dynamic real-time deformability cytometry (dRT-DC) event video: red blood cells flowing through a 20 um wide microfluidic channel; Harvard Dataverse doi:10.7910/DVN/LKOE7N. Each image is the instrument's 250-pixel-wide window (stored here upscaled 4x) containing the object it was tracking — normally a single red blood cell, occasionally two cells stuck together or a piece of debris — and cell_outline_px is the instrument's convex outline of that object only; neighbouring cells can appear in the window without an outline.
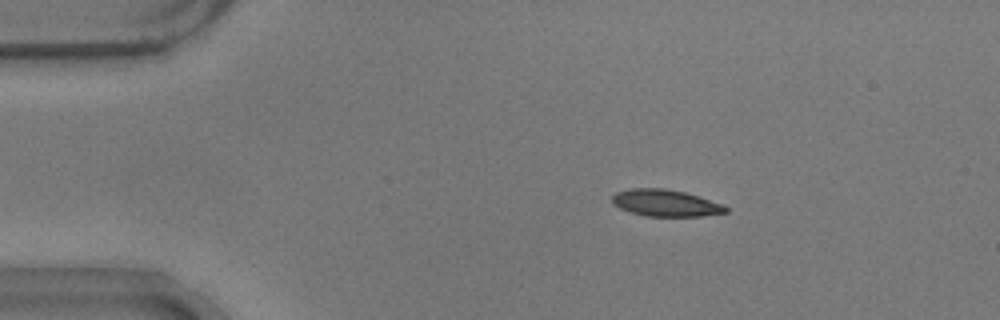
{"species": "common noctule bat (a hibernating species)", "species_latin": "Nyctalus noctula", "temperature_condition": "warm", "stored_images_in_passage": 46, "camera_frame_rate_fps": 3000, "um_per_image_px": 0.085, "animal": {"sex": "male", "body_mass_g": 17.9}, "frame": {"image": 1, "passage_image": 1, "time_ms": 0.0, "image_size_px": [1000, 320], "cell_outline_px": [[728, 212], [700, 216], [644, 216], [628, 212], [612, 204], [612, 196], [616, 192], [632, 188], [664, 188], [684, 192], [724, 204], [728, 208]], "centroid_in_image_um": [56.55, 17.26], "position_along_channel_um": 28.5, "area_um2": 17.8}}
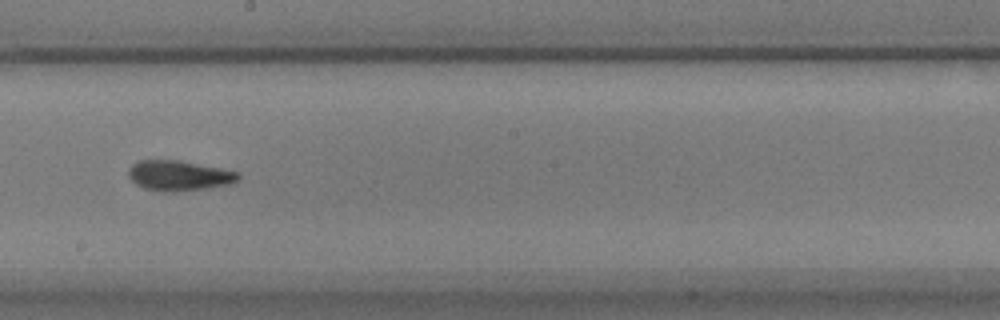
{"frame": {"image": 2, "passage_image": 22, "time_ms": 7.0, "image_size_px": [1000, 320], "cell_outline_px": [[240, 180], [232, 184], [204, 188], [172, 192], [144, 188], [136, 184], [128, 176], [128, 168], [132, 164], [140, 160], [180, 160], [240, 172]], "centroid_in_image_um": [15.23, 14.91], "position_along_channel_um": 233.0, "area_um2": 19.31}}
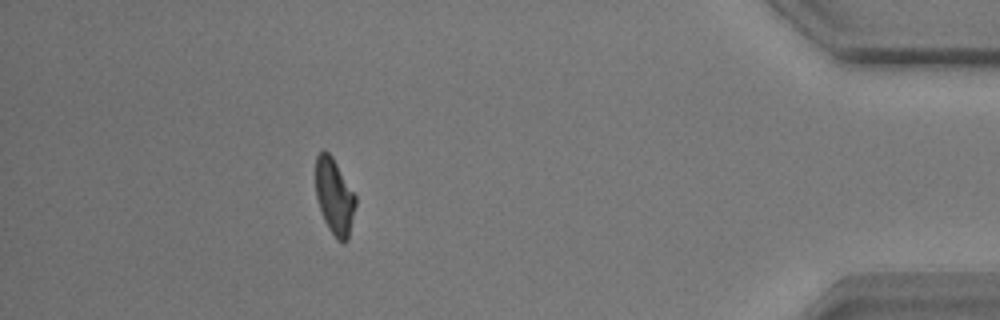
{"frame": {"image": 3, "passage_image": 40, "time_ms": 13.0, "image_size_px": [1000, 320], "cell_outline_px": [[356, 204], [348, 240], [344, 244], [336, 240], [328, 228], [324, 220], [316, 196], [316, 156], [324, 148], [332, 156], [356, 196]], "centroid_in_image_um": [28.43, 16.73], "position_along_channel_um": 406.8, "area_um2": 17.74}}